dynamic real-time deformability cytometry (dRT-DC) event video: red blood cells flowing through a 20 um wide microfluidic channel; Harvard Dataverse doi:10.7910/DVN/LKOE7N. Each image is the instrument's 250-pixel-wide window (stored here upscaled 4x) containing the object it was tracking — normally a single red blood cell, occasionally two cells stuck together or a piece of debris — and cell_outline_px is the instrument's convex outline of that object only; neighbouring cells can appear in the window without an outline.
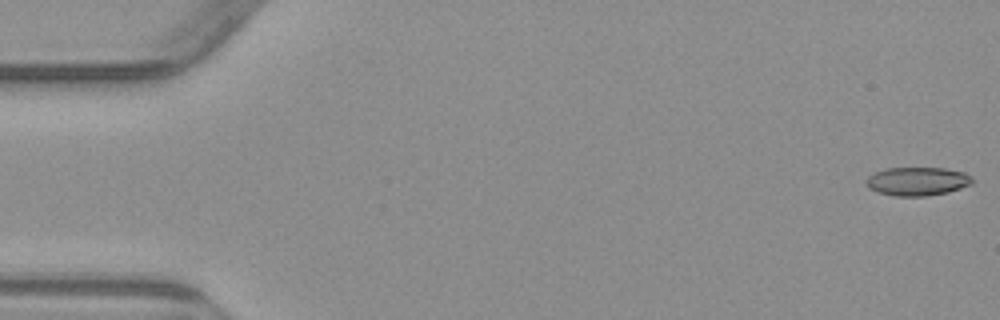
{"species": "common noctule bat (a hibernating species)", "species_latin": "Nyctalus noctula", "temperature_condition": "warm", "stored_images_in_passage": 5, "camera_frame_rate_fps": 3000, "um_per_image_px": 0.085, "animal": {"sex": "male", "body_mass_g": 23.1, "forearm_length_mm": 52.7}, "frame": {"image": 1, "passage_image": 1, "time_ms": 0.0, "image_size_px": [1000, 320], "cell_outline_px": [[972, 184], [948, 192], [924, 196], [896, 196], [876, 192], [868, 188], [864, 180], [868, 176], [876, 172], [888, 168], [944, 168], [964, 172], [972, 176]], "centroid_in_image_um": [77.96, 15.41], "position_along_channel_um": 7.0, "area_um2": 17.69}}
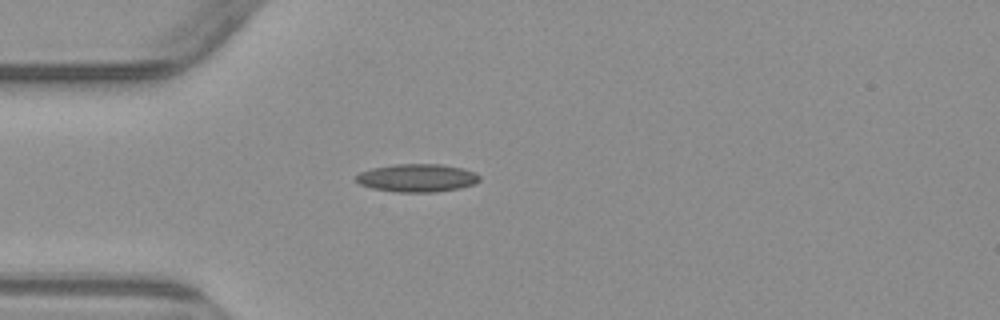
{"frame": {"image": 2, "passage_image": 5, "time_ms": 4.667, "image_size_px": [1000, 320], "cell_outline_px": [[480, 180], [476, 184], [460, 188], [436, 192], [396, 192], [372, 188], [360, 184], [356, 180], [356, 176], [360, 172], [372, 168], [392, 164], [440, 164], [460, 168], [476, 172], [480, 176]], "centroid_in_image_um": [35.47, 15.12], "position_along_channel_um": 49.5, "area_um2": 20.23}}